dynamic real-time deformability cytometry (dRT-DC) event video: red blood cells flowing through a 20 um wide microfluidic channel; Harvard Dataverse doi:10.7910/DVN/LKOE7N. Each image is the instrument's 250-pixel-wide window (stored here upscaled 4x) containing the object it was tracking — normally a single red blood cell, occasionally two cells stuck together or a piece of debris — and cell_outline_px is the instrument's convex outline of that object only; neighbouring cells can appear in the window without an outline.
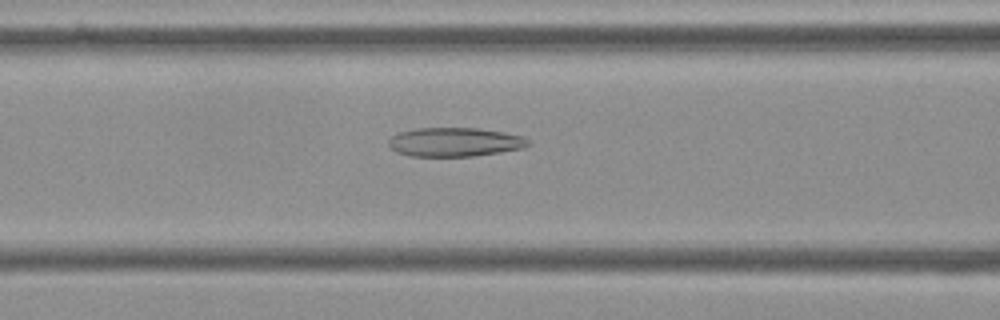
{"species": "Egyptian fruit bat (a non-hibernating species)", "species_latin": "Rousettus aegyptiacus", "temperature_condition": "cold", "stored_images_in_passage": 42, "camera_frame_rate_fps": 3000, "um_per_image_px": 0.085, "frame": {"image": 1, "passage_image": 9, "time_ms": 2.667, "image_size_px": [1000, 320], "cell_outline_px": [[532, 144], [524, 148], [500, 152], [472, 156], [408, 156], [396, 152], [388, 144], [388, 140], [392, 136], [400, 132], [416, 128], [480, 128], [504, 132], [524, 136]], "centroid_in_image_um": [38.68, 12.07], "position_along_channel_um": 127.9, "area_um2": 23.7}}
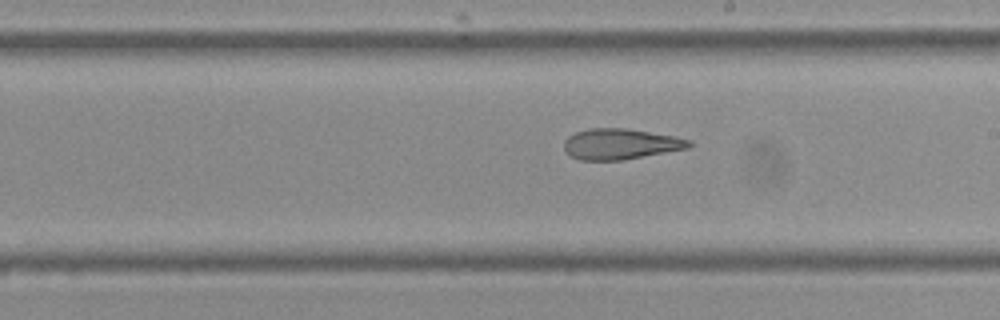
{"frame": {"image": 2, "passage_image": 18, "time_ms": 5.667, "image_size_px": [1000, 320], "cell_outline_px": [[692, 144], [688, 148], [624, 160], [580, 160], [572, 156], [564, 148], [564, 140], [568, 136], [576, 132], [588, 128], [628, 128], [676, 136], [692, 140]], "centroid_in_image_um": [52.77, 12.23], "position_along_channel_um": 236.2, "area_um2": 22.48}}
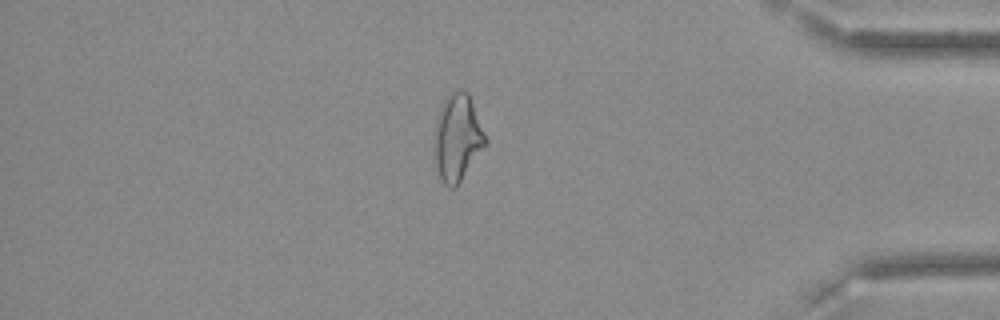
{"frame": {"image": 3, "passage_image": 34, "time_ms": 11.0, "image_size_px": [1000, 320], "cell_outline_px": [[488, 144], [456, 188], [448, 188], [440, 180], [436, 168], [432, 144], [436, 116], [440, 104], [452, 92], [460, 88], [468, 92], [488, 140]], "centroid_in_image_um": [38.86, 11.74], "position_along_channel_um": 396.3, "area_um2": 26.82}, "authors_computed_cell_mechanics": {"area_um2": 24.1315, "velocity_mm_per_s": 3.6102, "shape_relaxation_time_tau1_ms": null, "shape_relaxation_time_tau2_ms": 2.8962, "deformation_change_tau1": null, "deformation_change_tau2": 0.1214}}